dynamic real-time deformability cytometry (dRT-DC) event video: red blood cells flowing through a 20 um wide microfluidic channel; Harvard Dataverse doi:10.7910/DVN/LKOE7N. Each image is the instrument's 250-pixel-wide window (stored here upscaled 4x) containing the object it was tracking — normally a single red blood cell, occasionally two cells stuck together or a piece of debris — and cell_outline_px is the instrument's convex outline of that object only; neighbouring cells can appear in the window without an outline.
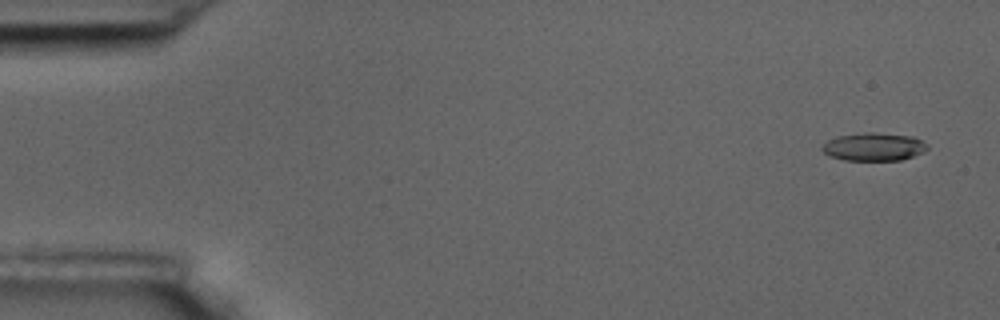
{"species": "common noctule bat (a hibernating species)", "species_latin": "Nyctalus noctula", "temperature_condition": "room temperature", "stored_images_in_passage": 59, "camera_frame_rate_fps": 3000, "um_per_image_px": 0.085, "animal": {"sex": "male", "body_mass_g": 17.5, "forearm_length_mm": 52.3}, "frame": {"image": 1, "passage_image": 3, "time_ms": 0.667, "image_size_px": [1000, 320], "cell_outline_px": [[928, 148], [924, 152], [900, 160], [844, 160], [828, 156], [820, 148], [828, 140], [836, 136], [868, 132], [872, 132], [912, 136], [928, 144]], "centroid_in_image_um": [74.26, 12.48], "position_along_channel_um": 10.7, "area_um2": 17.17}}
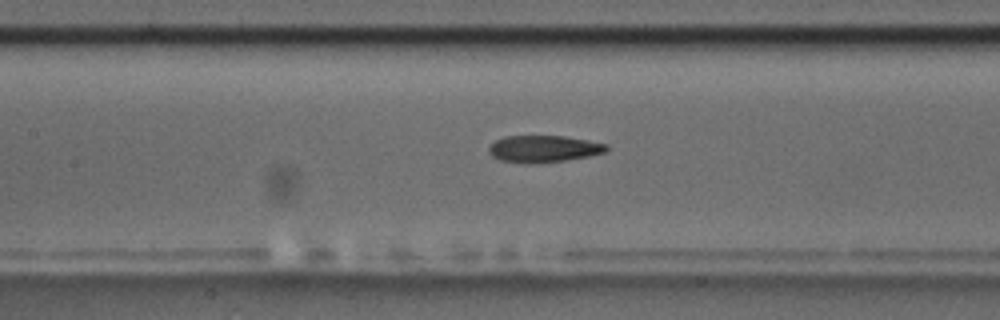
{"frame": {"image": 2, "passage_image": 27, "time_ms": 8.667, "image_size_px": [1000, 320], "cell_outline_px": [[608, 148], [604, 152], [592, 156], [564, 160], [532, 164], [500, 160], [492, 156], [488, 152], [488, 148], [496, 140], [504, 136], [564, 136], [588, 140], [608, 144]], "centroid_in_image_um": [46.21, 12.65], "position_along_channel_um": 161.2, "area_um2": 18.44}}
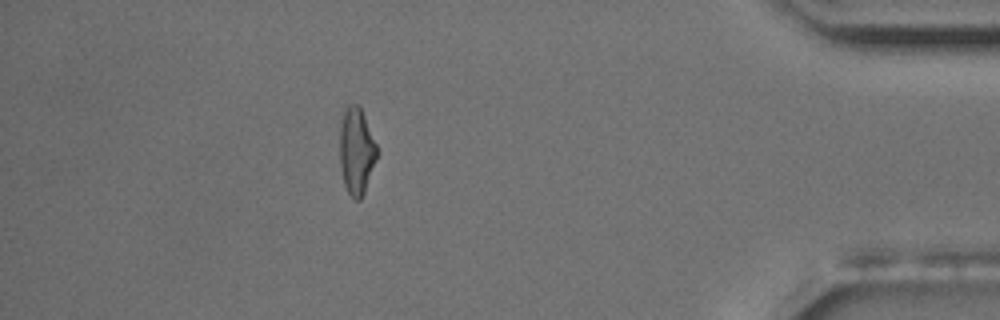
{"frame": {"image": 3, "passage_image": 52, "time_ms": 17.0, "image_size_px": [1000, 320], "cell_outline_px": [[376, 160], [364, 192], [360, 200], [356, 200], [348, 192], [344, 184], [340, 164], [340, 128], [344, 104], [356, 104], [360, 108], [364, 116], [376, 144]], "centroid_in_image_um": [30.27, 12.81], "position_along_channel_um": 404.9, "area_um2": 18.55}, "authors_computed_cell_mechanics": {"area_um2": 18.6694, "velocity_mm_per_s": 3.4806, "shape_relaxation_time_tau1_ms": 5.4521, "shape_relaxation_time_tau2_ms": 3.2792, "deformation_change_tau1": 0.1804, "deformation_change_tau2": 0.1203}}